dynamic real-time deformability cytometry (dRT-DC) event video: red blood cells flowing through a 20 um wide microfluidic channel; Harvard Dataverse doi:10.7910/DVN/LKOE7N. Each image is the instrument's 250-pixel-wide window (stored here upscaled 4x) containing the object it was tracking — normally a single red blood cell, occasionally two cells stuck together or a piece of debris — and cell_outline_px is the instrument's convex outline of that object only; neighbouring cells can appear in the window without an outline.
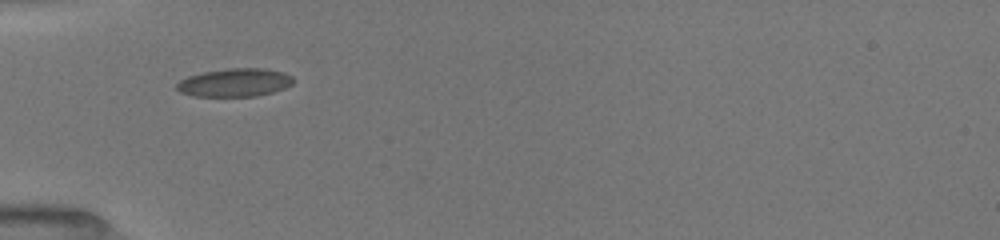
{"species": "common noctule bat (a hibernating species)", "species_latin": "Nyctalus noctula", "temperature_condition": "room temperature", "stored_images_in_passage": 7, "camera_frame_rate_fps": 3000, "um_per_image_px": 0.085, "animal": {"sex": "female", "body_mass_g": 19.5, "forearm_length_mm": 54.1}, "frame": {"image": 1, "passage_image": 1, "time_ms": 0.0, "image_size_px": [1000, 240], "cell_outline_px": [[296, 80], [292, 84], [284, 88], [272, 92], [256, 96], [192, 96], [180, 92], [176, 88], [176, 84], [180, 80], [188, 76], [204, 72], [228, 68], [264, 68], [284, 72], [292, 76]], "centroid_in_image_um": [19.97, 7.01], "position_along_channel_um": 65.0, "area_um2": 19.25}}
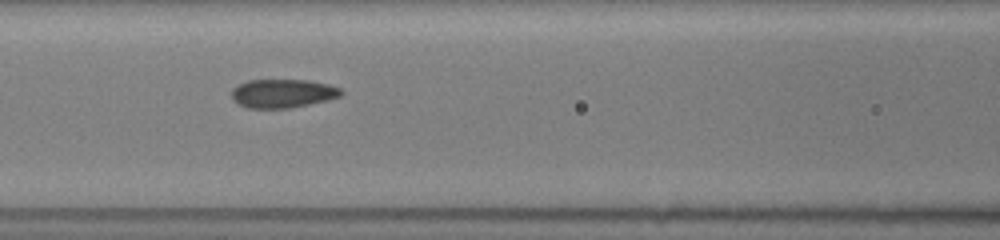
{"frame": {"image": 2, "passage_image": 3, "time_ms": 2.0, "image_size_px": [1000, 240], "cell_outline_px": [[344, 92], [340, 96], [328, 100], [288, 108], [248, 108], [232, 100], [232, 88], [248, 80], [308, 80], [328, 84], [340, 88]], "centroid_in_image_um": [24.03, 7.94], "position_along_channel_um": 142.6, "area_um2": 18.21}}
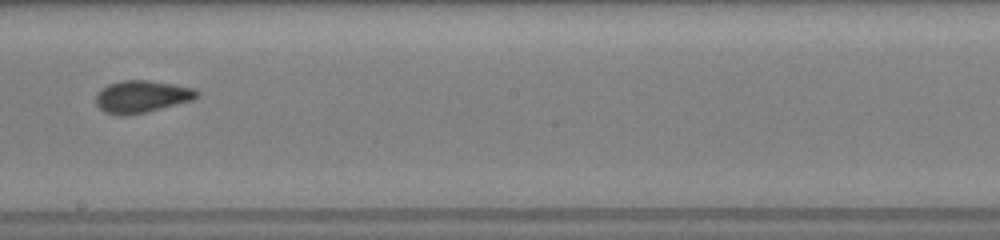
{"frame": {"image": 3, "passage_image": 5, "time_ms": 4.333, "image_size_px": [1000, 240], "cell_outline_px": [[200, 96], [192, 100], [144, 112], [104, 112], [96, 104], [96, 92], [100, 88], [108, 84], [124, 80], [148, 80], [172, 84], [192, 88], [200, 92]], "centroid_in_image_um": [12.06, 8.15], "position_along_channel_um": 236.1, "area_um2": 18.26}}